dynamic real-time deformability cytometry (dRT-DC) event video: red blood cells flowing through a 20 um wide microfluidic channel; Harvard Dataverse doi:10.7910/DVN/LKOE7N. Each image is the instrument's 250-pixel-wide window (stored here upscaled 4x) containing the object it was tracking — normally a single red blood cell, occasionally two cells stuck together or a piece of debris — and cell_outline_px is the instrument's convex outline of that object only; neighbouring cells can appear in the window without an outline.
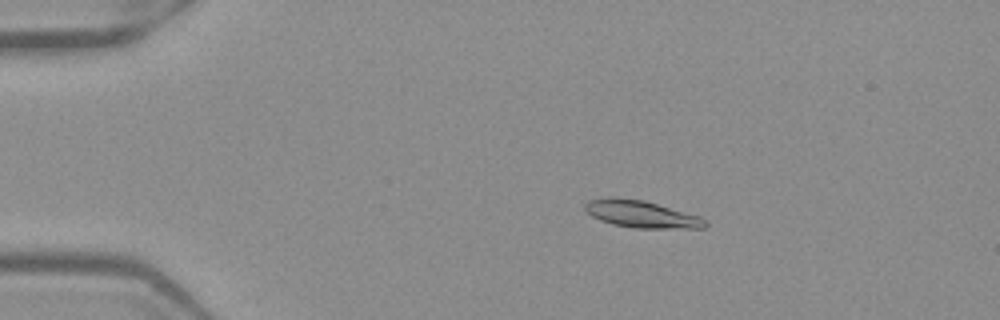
{"species": "Egyptian fruit bat (a non-hibernating species)", "species_latin": "Rousettus aegyptiacus", "temperature_condition": "warm", "stored_images_in_passage": 53, "camera_frame_rate_fps": 3000, "um_per_image_px": 0.085, "frame": {"image": 1, "passage_image": 11, "time_ms": 3.333, "image_size_px": [1000, 320], "cell_outline_px": [[708, 224], [704, 228], [636, 228], [612, 224], [600, 220], [592, 216], [584, 208], [584, 204], [588, 200], [608, 196], [612, 196], [644, 200], [700, 216], [708, 220]], "centroid_in_image_um": [54.51, 18.19], "position_along_channel_um": 30.5, "area_um2": 19.19}}
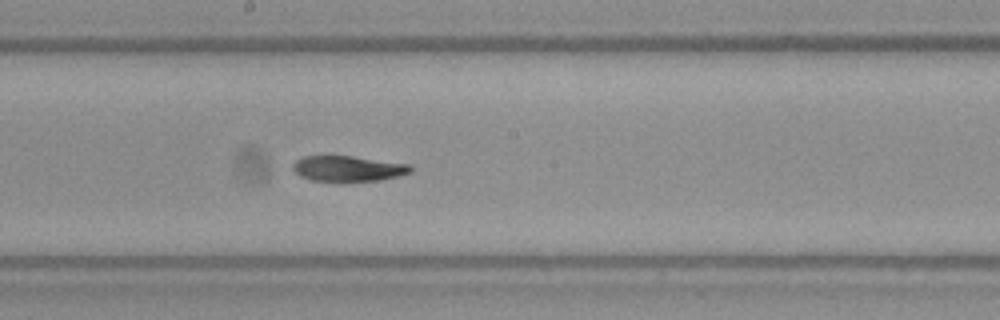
{"frame": {"image": 2, "passage_image": 30, "time_ms": 9.667, "image_size_px": [1000, 320], "cell_outline_px": [[412, 172], [380, 180], [344, 184], [312, 180], [300, 176], [292, 168], [292, 164], [296, 160], [304, 156], [352, 156], [412, 164]], "centroid_in_image_um": [29.59, 14.36], "position_along_channel_um": 218.6, "area_um2": 18.21}}
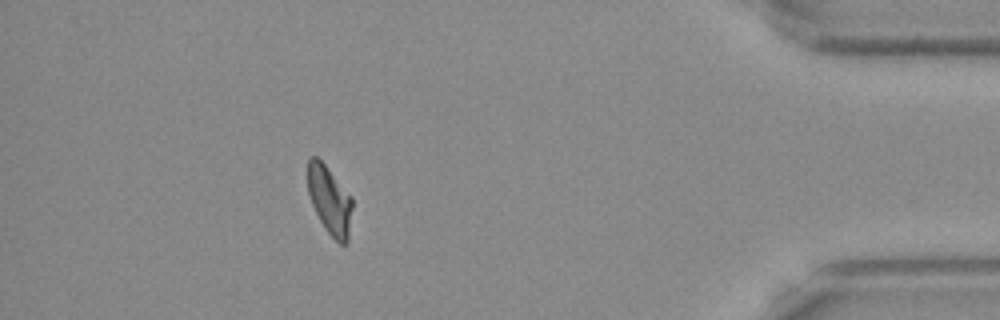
{"frame": {"image": 3, "passage_image": 48, "time_ms": 15.667, "image_size_px": [1000, 320], "cell_outline_px": [[352, 208], [348, 244], [340, 244], [324, 228], [312, 204], [308, 192], [308, 156], [316, 156], [324, 164], [352, 196]], "centroid_in_image_um": [28.03, 17.03], "position_along_channel_um": 407.2, "area_um2": 17.69}, "authors_computed_cell_mechanics": {"area_um2": 18.4382, "velocity_mm_per_s": 3.9355, "shape_relaxation_time_tau1_ms": null, "shape_relaxation_time_tau2_ms": 8.1877, "deformation_change_tau1": null, "deformation_change_tau2": 0.1366}}